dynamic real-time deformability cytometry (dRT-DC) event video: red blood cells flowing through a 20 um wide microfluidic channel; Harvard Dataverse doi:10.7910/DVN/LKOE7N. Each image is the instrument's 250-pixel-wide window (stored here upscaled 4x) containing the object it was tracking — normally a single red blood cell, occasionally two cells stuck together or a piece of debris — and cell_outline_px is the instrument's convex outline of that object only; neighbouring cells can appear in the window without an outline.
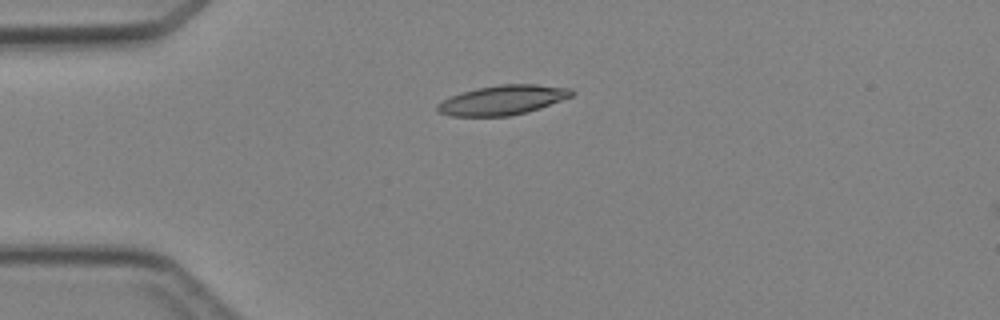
{"species": "Egyptian fruit bat (a non-hibernating species)", "species_latin": "Rousettus aegyptiacus", "temperature_condition": "cold", "stored_images_in_passage": 4, "camera_frame_rate_fps": 3000, "um_per_image_px": 0.085, "animal": {"sex": "female"}, "frame": {"image": 1, "passage_image": 3, "time_ms": 3.0, "image_size_px": [1000, 320], "cell_outline_px": [[576, 92], [572, 96], [540, 108], [528, 112], [508, 116], [452, 116], [440, 112], [436, 108], [436, 104], [452, 96], [476, 88], [500, 84], [536, 84], [572, 88]], "centroid_in_image_um": [42.77, 8.5], "position_along_channel_um": 42.2, "area_um2": 23.06}}